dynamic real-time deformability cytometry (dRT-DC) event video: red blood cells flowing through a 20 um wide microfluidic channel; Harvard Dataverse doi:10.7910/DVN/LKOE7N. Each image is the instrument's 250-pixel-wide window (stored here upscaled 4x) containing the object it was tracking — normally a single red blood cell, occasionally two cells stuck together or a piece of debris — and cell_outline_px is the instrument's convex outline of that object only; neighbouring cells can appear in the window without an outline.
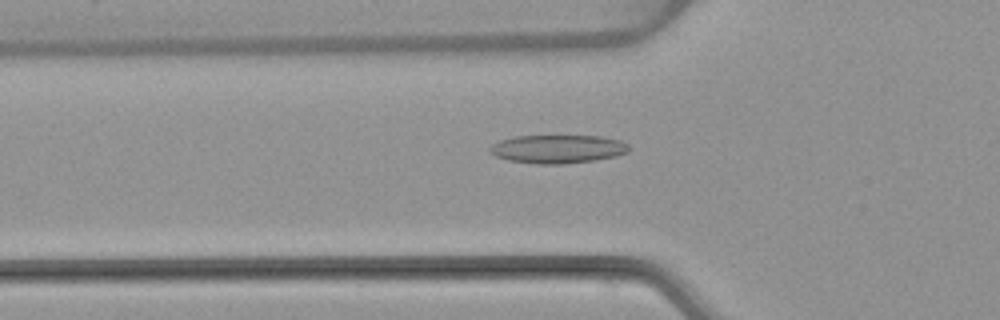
{"species": "common noctule bat (a hibernating species)", "species_latin": "Nyctalus noctula", "temperature_condition": "warm", "stored_images_in_passage": 53, "camera_frame_rate_fps": 3000, "um_per_image_px": 0.085, "animal": {"sex": "female", "body_mass_g": 22.7, "forearm_length_mm": 54.2}, "frame": {"image": 1, "passage_image": 18, "time_ms": 5.667, "image_size_px": [1000, 320], "cell_outline_px": [[628, 152], [616, 156], [596, 160], [564, 164], [536, 164], [508, 160], [496, 156], [488, 152], [488, 148], [492, 144], [500, 140], [516, 136], [600, 136], [620, 140], [628, 144]], "centroid_in_image_um": [47.38, 12.67], "position_along_channel_um": 78.4, "area_um2": 23.12}}
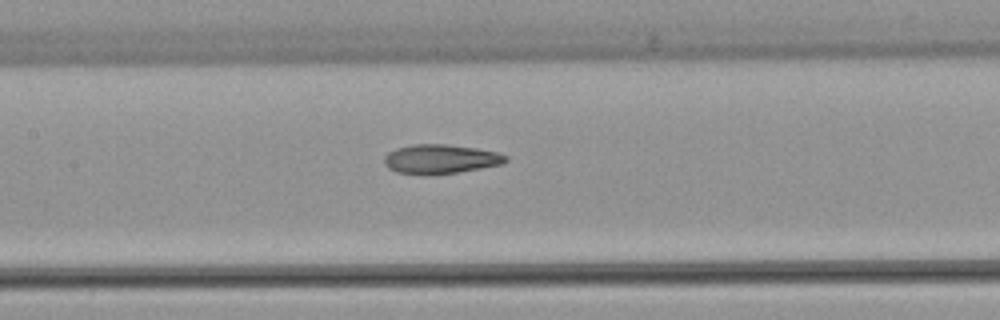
{"frame": {"image": 2, "passage_image": 25, "time_ms": 8.0, "image_size_px": [1000, 320], "cell_outline_px": [[508, 160], [504, 164], [460, 172], [428, 176], [424, 176], [396, 172], [388, 168], [384, 164], [384, 156], [388, 152], [396, 148], [412, 144], [444, 144], [476, 148], [500, 152], [508, 156]], "centroid_in_image_um": [37.45, 13.54], "position_along_channel_um": 170.0, "area_um2": 21.27}}
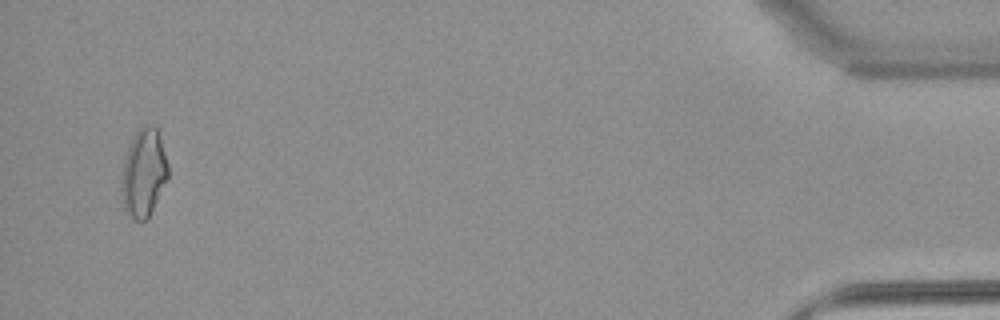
{"frame": {"image": 3, "passage_image": 51, "time_ms": 16.667, "image_size_px": [1000, 320], "cell_outline_px": [[168, 180], [148, 220], [136, 220], [124, 208], [120, 192], [120, 180], [124, 160], [132, 136], [144, 124], [152, 124], [156, 128], [160, 136], [168, 164]], "centroid_in_image_um": [12.21, 14.7], "position_along_channel_um": 423.0, "area_um2": 24.28}, "authors_computed_cell_mechanics": {"area_um2": 21.097, "velocity_mm_per_s": 3.8849, "shape_relaxation_time_tau1_ms": null, "shape_relaxation_time_tau2_ms": 2.2698, "deformation_change_tau1": null, "deformation_change_tau2": 0.0907}}